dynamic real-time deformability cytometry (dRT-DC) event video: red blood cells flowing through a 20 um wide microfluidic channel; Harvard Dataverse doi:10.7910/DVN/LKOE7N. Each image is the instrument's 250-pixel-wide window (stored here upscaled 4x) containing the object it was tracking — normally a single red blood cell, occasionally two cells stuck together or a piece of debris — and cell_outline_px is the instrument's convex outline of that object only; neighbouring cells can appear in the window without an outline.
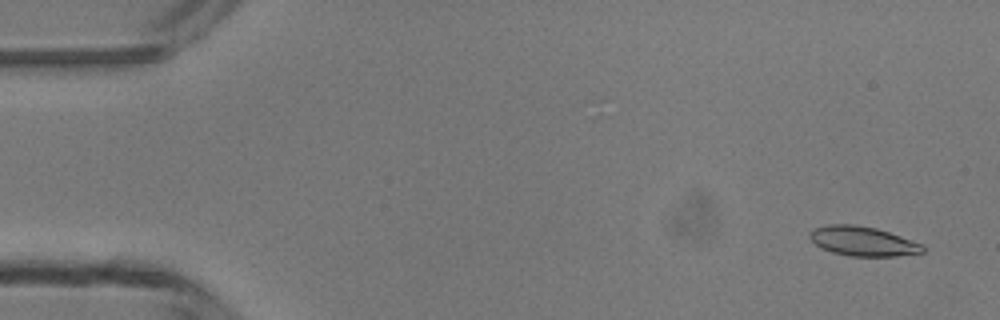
{"species": "common noctule bat (a hibernating species)", "species_latin": "Nyctalus noctula", "temperature_condition": "room temperature", "stored_images_in_passage": 50, "segment_of_instrument_passage": [1, 2], "camera_frame_rate_fps": 3000, "um_per_image_px": 0.085, "animal": {"sex": "male", "body_mass_g": 13.3}, "frame": {"image": 1, "passage_image": 3, "time_ms": 0.667, "image_size_px": [1000, 320], "cell_outline_px": [[924, 252], [896, 256], [848, 256], [832, 252], [820, 248], [808, 236], [812, 228], [828, 224], [856, 224], [876, 228], [900, 236], [920, 244], [924, 248]], "centroid_in_image_um": [73.27, 20.49], "position_along_channel_um": 11.7, "area_um2": 19.36}}
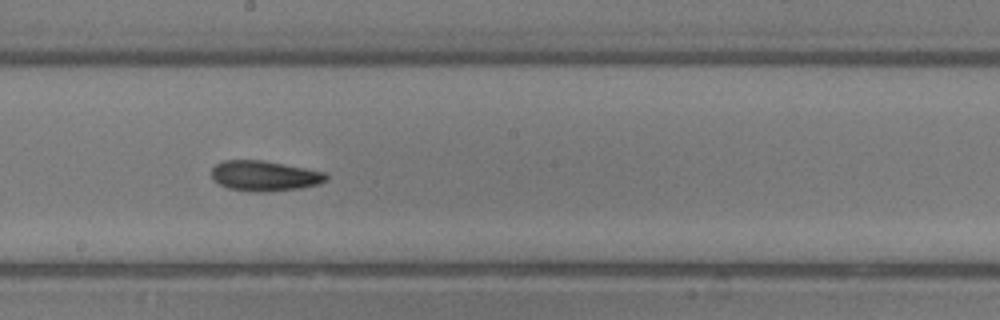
{"frame": {"image": 2, "passage_image": 27, "time_ms": 8.667, "image_size_px": [1000, 320], "cell_outline_px": [[328, 180], [320, 184], [300, 188], [264, 192], [256, 192], [228, 188], [212, 180], [212, 168], [216, 164], [224, 160], [264, 160], [324, 172], [328, 176]], "centroid_in_image_um": [22.48, 14.95], "position_along_channel_um": 225.7, "area_um2": 20.23}}
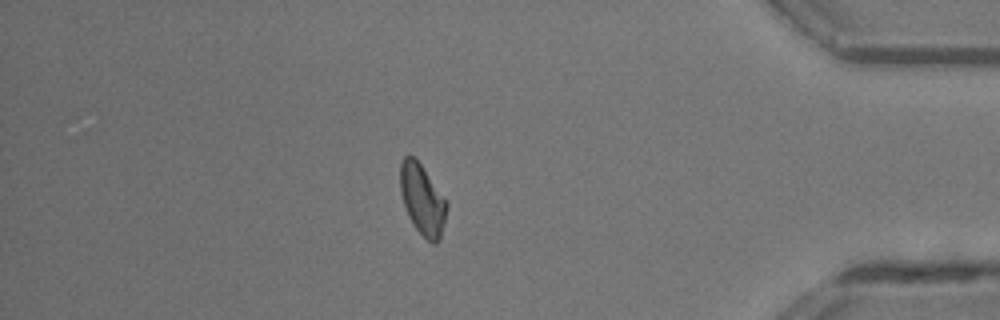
{"frame": {"image": 3, "passage_image": 42, "time_ms": 13.667, "image_size_px": [1000, 320], "cell_outline_px": [[448, 208], [440, 240], [436, 244], [432, 244], [416, 228], [408, 216], [400, 192], [400, 164], [404, 156], [408, 152], [416, 156], [448, 204]], "centroid_in_image_um": [35.89, 16.92], "position_along_channel_um": 399.3, "area_um2": 19.31}}